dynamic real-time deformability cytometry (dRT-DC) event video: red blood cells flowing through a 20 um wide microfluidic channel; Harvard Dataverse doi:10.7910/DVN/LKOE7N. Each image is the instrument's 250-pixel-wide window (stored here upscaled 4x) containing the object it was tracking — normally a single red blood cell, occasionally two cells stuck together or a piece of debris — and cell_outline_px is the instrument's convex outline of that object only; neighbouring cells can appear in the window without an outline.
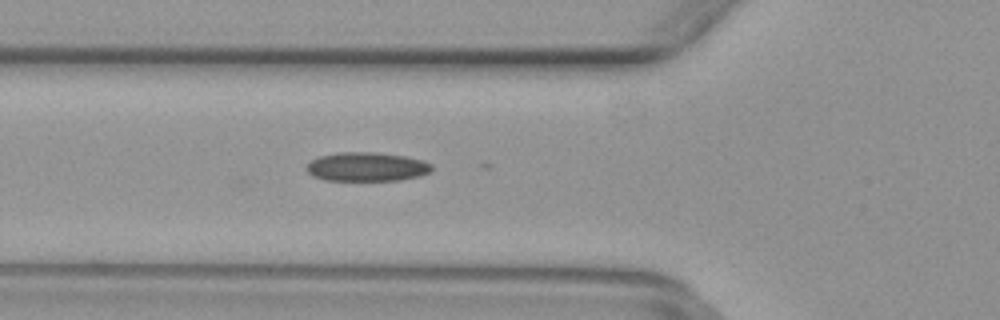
{"species": "common noctule bat (a hibernating species)", "species_latin": "Nyctalus noctula", "temperature_condition": "warm", "stored_images_in_passage": 37, "camera_frame_rate_fps": 3000, "um_per_image_px": 0.085, "animal": {"sex": "female", "body_mass_g": 29.2, "forearm_length_mm": 56.3}, "frame": {"image": 1, "passage_image": 4, "time_ms": 1.0, "image_size_px": [1000, 320], "cell_outline_px": [[432, 168], [428, 172], [420, 176], [400, 180], [324, 180], [312, 176], [308, 172], [308, 164], [312, 160], [320, 156], [340, 152], [376, 152], [408, 156], [424, 160], [432, 164]], "centroid_in_image_um": [31.21, 14.17], "position_along_channel_um": 94.6, "area_um2": 21.15}}
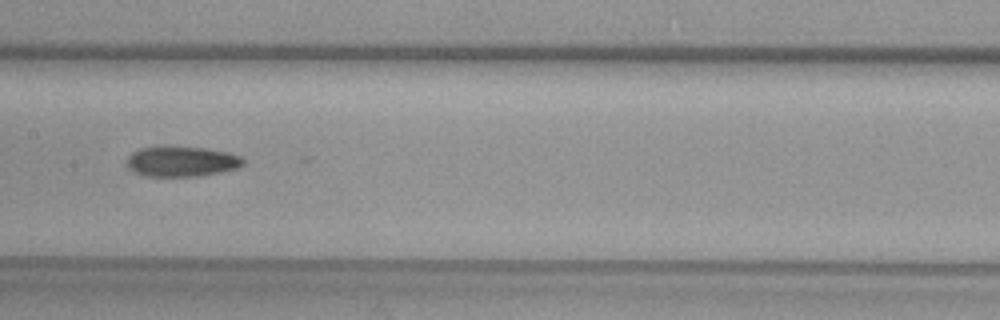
{"frame": {"image": 2, "passage_image": 11, "time_ms": 3.333, "image_size_px": [1000, 320], "cell_outline_px": [[244, 164], [236, 168], [220, 172], [200, 176], [144, 176], [132, 172], [128, 168], [128, 156], [132, 152], [140, 148], [204, 148], [228, 152], [240, 156], [244, 160]], "centroid_in_image_um": [15.44, 13.75], "position_along_channel_um": 192.0, "area_um2": 20.11}}
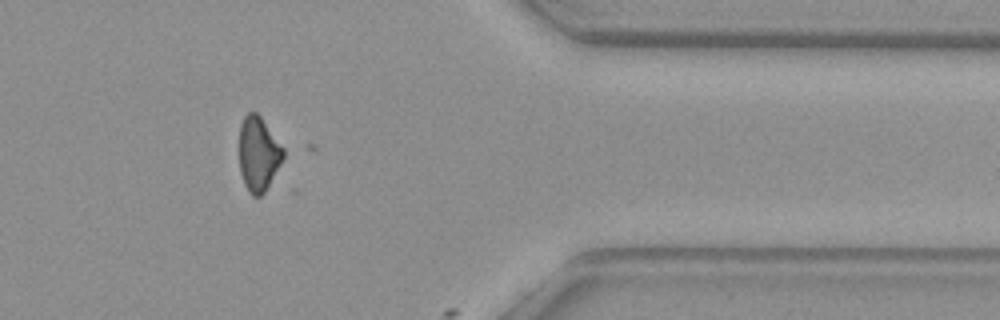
{"frame": {"image": 3, "passage_image": 27, "time_ms": 8.667, "image_size_px": [1000, 320], "cell_outline_px": [[284, 156], [280, 164], [264, 192], [260, 196], [252, 196], [248, 192], [244, 184], [240, 172], [240, 124], [244, 116], [248, 112], [256, 112], [260, 116], [284, 148]], "centroid_in_image_um": [21.95, 13.08], "position_along_channel_um": 389.4, "area_um2": 18.9}}